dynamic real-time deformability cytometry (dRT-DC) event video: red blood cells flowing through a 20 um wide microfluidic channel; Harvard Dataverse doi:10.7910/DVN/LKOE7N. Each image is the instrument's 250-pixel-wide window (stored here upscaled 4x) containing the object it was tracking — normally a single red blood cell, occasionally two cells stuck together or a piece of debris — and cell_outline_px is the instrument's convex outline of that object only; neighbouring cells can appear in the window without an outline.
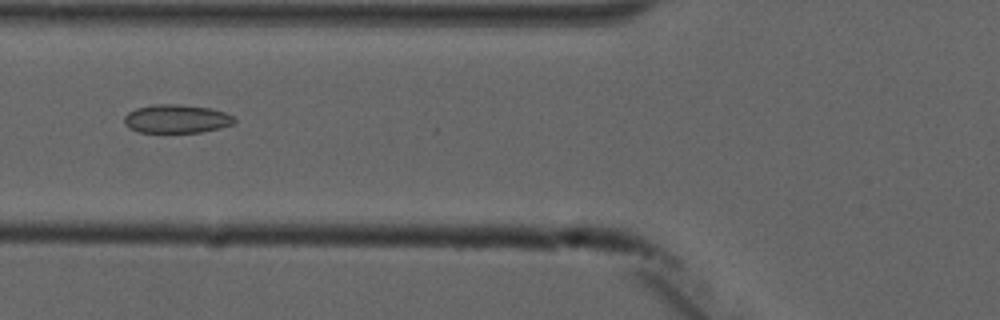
{"species": "common noctule bat (a hibernating species)", "species_latin": "Nyctalus noctula", "temperature_condition": "cold", "stored_images_in_passage": 9, "camera_frame_rate_fps": 3000, "um_per_image_px": 0.085, "animal": {"sex": "male", "forearm_length_mm": 52.5}, "frame": {"image": 1, "passage_image": 6, "time_ms": 6.0, "image_size_px": [1000, 320], "cell_outline_px": [[236, 120], [232, 124], [220, 128], [200, 132], [140, 132], [128, 128], [124, 124], [124, 116], [128, 112], [136, 108], [152, 104], [180, 104], [212, 108], [224, 112], [232, 116]], "centroid_in_image_um": [14.98, 10.09], "position_along_channel_um": 110.8, "area_um2": 18.38}}
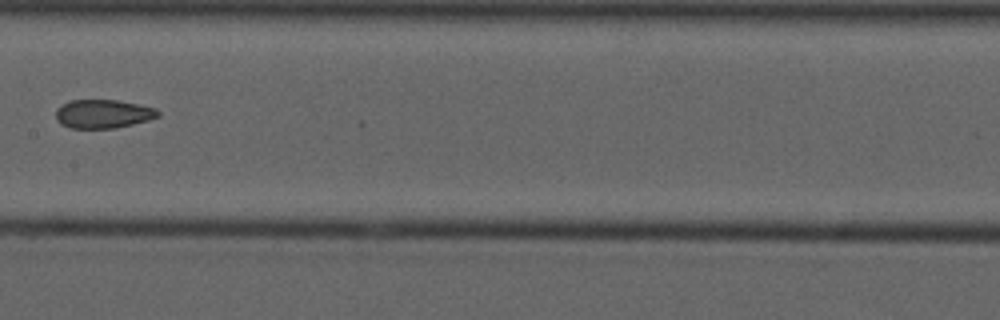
{"frame": {"image": 2, "passage_image": 8, "time_ms": 8.333, "image_size_px": [1000, 320], "cell_outline_px": [[160, 116], [148, 120], [116, 128], [68, 128], [60, 124], [56, 120], [56, 108], [72, 100], [116, 100], [156, 108], [160, 112]], "centroid_in_image_um": [8.75, 9.69], "position_along_channel_um": 198.7, "area_um2": 17.05}}
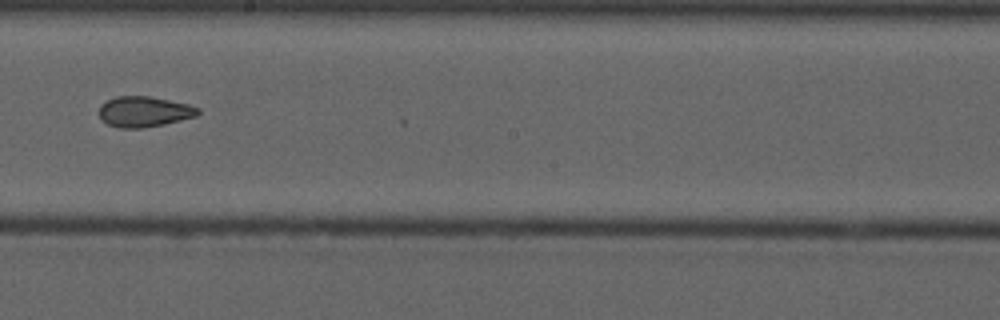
{"frame": {"image": 3, "passage_image": 9, "time_ms": 9.333, "image_size_px": [1000, 320], "cell_outline_px": [[200, 112], [196, 116], [164, 124], [140, 128], [120, 128], [108, 124], [100, 120], [100, 104], [116, 96], [148, 96], [188, 104], [200, 108]], "centroid_in_image_um": [12.24, 9.49], "position_along_channel_um": 236.0, "area_um2": 17.51}}